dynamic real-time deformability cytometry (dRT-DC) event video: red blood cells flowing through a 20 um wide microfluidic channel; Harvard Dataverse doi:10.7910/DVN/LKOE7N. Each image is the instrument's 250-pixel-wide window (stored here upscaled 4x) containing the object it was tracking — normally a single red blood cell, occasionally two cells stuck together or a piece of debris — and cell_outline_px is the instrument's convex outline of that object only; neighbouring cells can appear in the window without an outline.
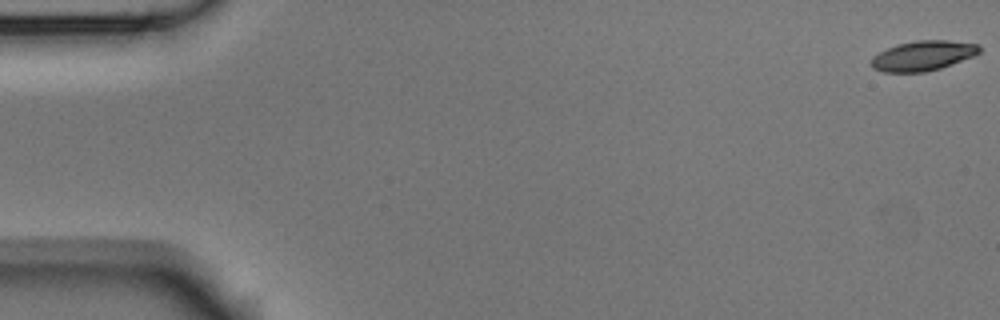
{"species": "Egyptian fruit bat (a non-hibernating species)", "species_latin": "Rousettus aegyptiacus", "temperature_condition": "room temperature", "stored_images_in_passage": 9, "camera_frame_rate_fps": 3000, "um_per_image_px": 0.085, "animal": {"sex": "male"}, "frame": {"image": 1, "passage_image": 1, "time_ms": 0.0, "image_size_px": [1000, 320], "cell_outline_px": [[980, 52], [972, 56], [952, 64], [940, 68], [924, 72], [884, 72], [872, 68], [872, 56], [896, 44], [916, 40], [948, 40], [980, 44]], "centroid_in_image_um": [78.45, 4.72], "position_along_channel_um": 6.5, "area_um2": 18.79}}
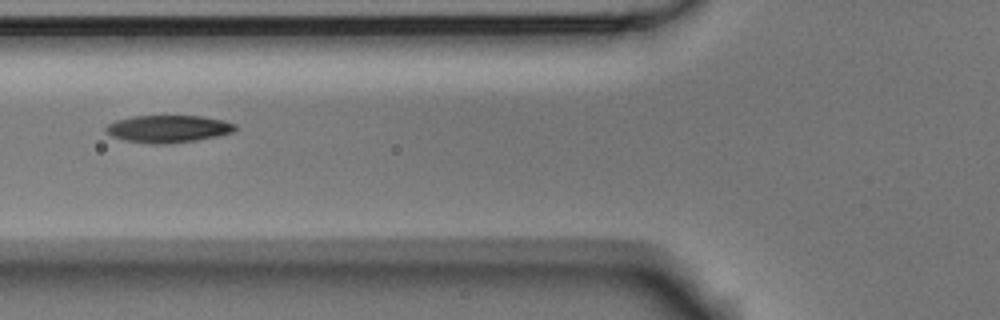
{"frame": {"image": 2, "passage_image": 6, "time_ms": 1.667, "image_size_px": [1000, 320], "cell_outline_px": [[236, 128], [232, 132], [216, 136], [196, 140], [164, 144], [152, 144], [124, 140], [112, 136], [104, 132], [104, 128], [108, 124], [116, 120], [132, 116], [200, 116], [224, 120], [236, 124]], "centroid_in_image_um": [14.25, 10.95], "position_along_channel_um": 111.5, "area_um2": 20.58}}
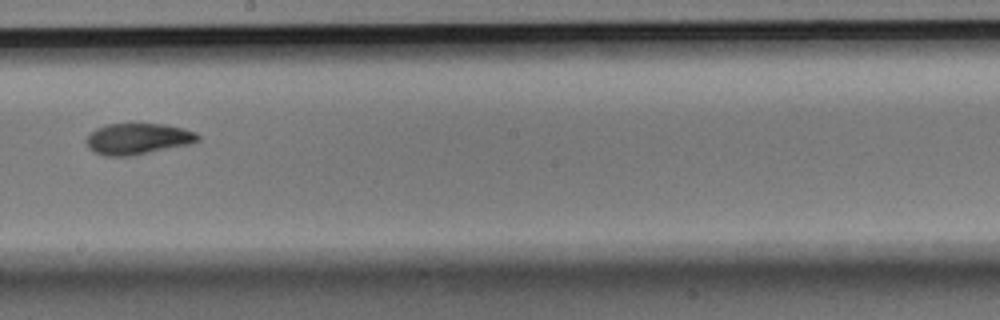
{"frame": {"image": 3, "passage_image": 9, "time_ms": 2.667, "image_size_px": [1000, 320], "cell_outline_px": [[200, 140], [188, 144], [132, 156], [104, 156], [88, 148], [88, 136], [96, 128], [108, 124], [164, 124], [184, 128], [196, 132], [200, 136]], "centroid_in_image_um": [11.75, 11.8], "position_along_channel_um": 236.5, "area_um2": 20.06}}